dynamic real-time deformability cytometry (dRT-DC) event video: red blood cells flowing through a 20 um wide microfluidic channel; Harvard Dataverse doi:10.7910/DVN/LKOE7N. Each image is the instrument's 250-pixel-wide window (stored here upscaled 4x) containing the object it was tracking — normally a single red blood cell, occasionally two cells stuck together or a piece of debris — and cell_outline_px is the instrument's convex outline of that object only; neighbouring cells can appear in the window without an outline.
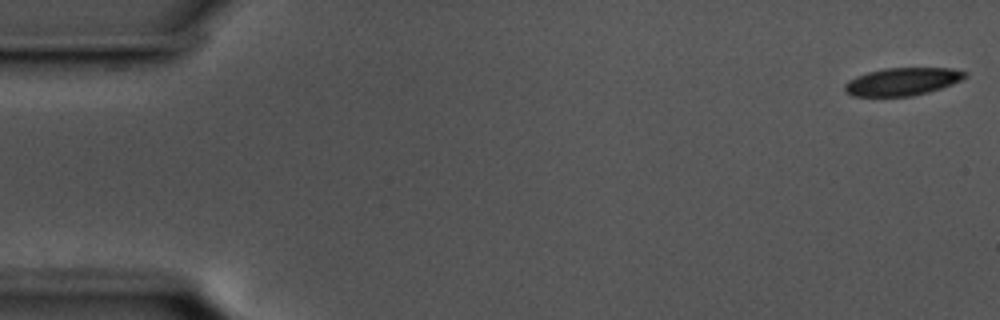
{"species": "common noctule bat (a hibernating species)", "species_latin": "Nyctalus noctula", "temperature_condition": "cold", "stored_images_in_passage": 56, "camera_frame_rate_fps": 3000, "um_per_image_px": 0.085, "animal": {"sex": "male", "body_mass_g": 17.5, "forearm_length_mm": 52.3}, "frame": {"image": 1, "passage_image": 1, "time_ms": 0.0, "image_size_px": [1000, 320], "cell_outline_px": [[968, 76], [952, 84], [928, 92], [912, 96], [852, 96], [844, 92], [844, 84], [848, 80], [856, 76], [868, 72], [884, 68], [952, 68], [964, 72]], "centroid_in_image_um": [76.65, 6.94], "position_along_channel_um": 8.3, "area_um2": 19.42}}
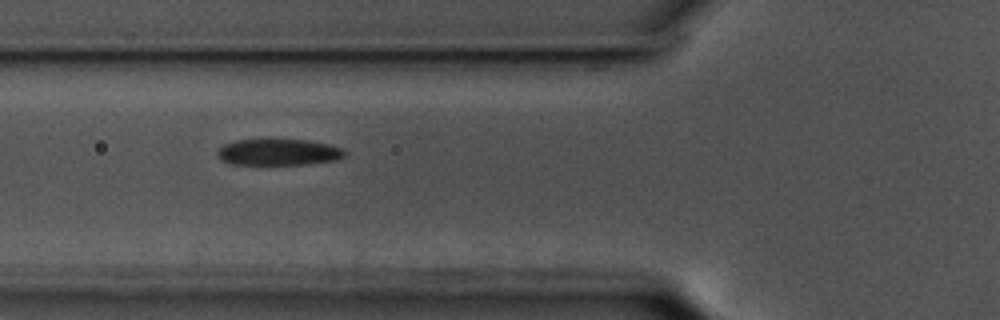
{"frame": {"image": 2, "passage_image": 20, "time_ms": 6.333, "image_size_px": [1000, 320], "cell_outline_px": [[348, 152], [344, 156], [336, 160], [304, 164], [232, 164], [224, 160], [216, 152], [224, 144], [236, 140], [308, 140], [328, 144], [340, 148]], "centroid_in_image_um": [23.7, 12.93], "position_along_channel_um": 102.1, "area_um2": 19.19}}
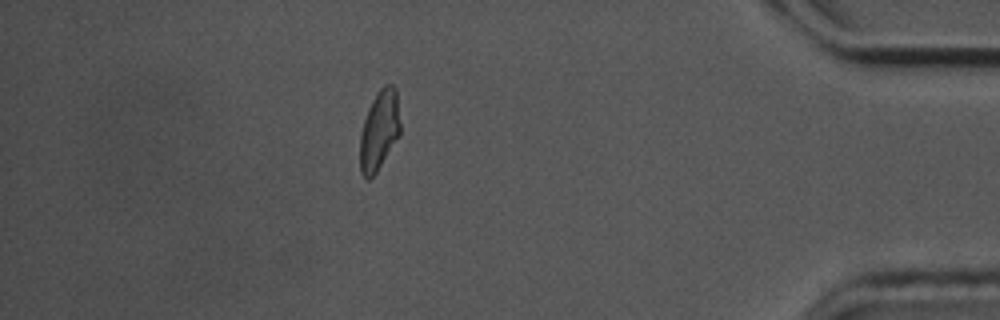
{"frame": {"image": 3, "passage_image": 49, "time_ms": 16.0, "image_size_px": [1000, 320], "cell_outline_px": [[400, 136], [376, 172], [368, 180], [364, 180], [360, 172], [360, 132], [368, 108], [376, 92], [384, 84], [392, 84], [396, 88], [400, 124]], "centroid_in_image_um": [32.23, 11.08], "position_along_channel_um": 403.0, "area_um2": 18.96}, "authors_computed_cell_mechanics": {"area_um2": 19.9121, "velocity_mm_per_s": 3.5812, "shape_relaxation_time_tau1_ms": 2.8888, "shape_relaxation_time_tau2_ms": 2.6964, "deformation_change_tau1": 0.1166, "deformation_change_tau2": 0.1031}}